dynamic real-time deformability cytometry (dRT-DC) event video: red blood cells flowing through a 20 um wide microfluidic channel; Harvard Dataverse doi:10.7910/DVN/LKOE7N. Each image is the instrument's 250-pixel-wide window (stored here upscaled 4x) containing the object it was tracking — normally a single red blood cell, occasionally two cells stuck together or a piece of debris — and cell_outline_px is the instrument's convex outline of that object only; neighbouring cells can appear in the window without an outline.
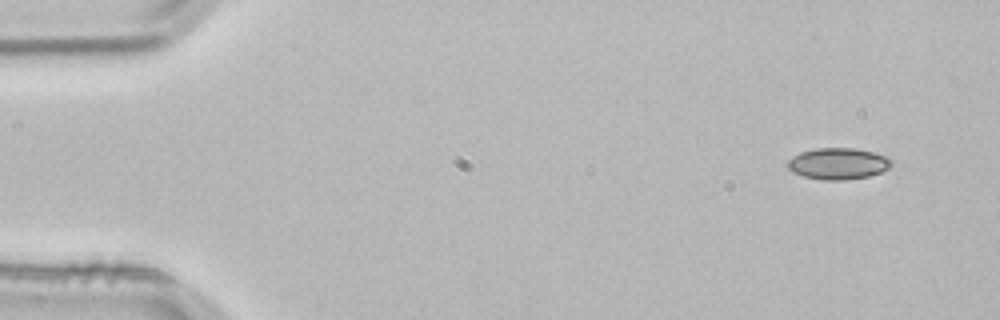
{"species": "common noctule bat (a hibernating species)", "species_latin": "Nyctalus noctula", "temperature_condition": "room temperature", "stored_images_in_passage": 3, "camera_frame_rate_fps": 3000, "um_per_image_px": 0.085, "animal": {"sex": "male", "body_mass_g": 21.5, "forearm_length_mm": 52.0}, "frame": {"image": 1, "passage_image": 1, "time_ms": 0.0, "image_size_px": [1000, 320], "cell_outline_px": [[892, 164], [888, 168], [880, 172], [868, 176], [844, 180], [824, 180], [804, 176], [792, 172], [788, 168], [788, 160], [792, 156], [800, 152], [816, 148], [856, 148], [876, 152], [892, 156]], "centroid_in_image_um": [71.28, 13.89], "position_along_channel_um": 13.7, "area_um2": 19.25}}
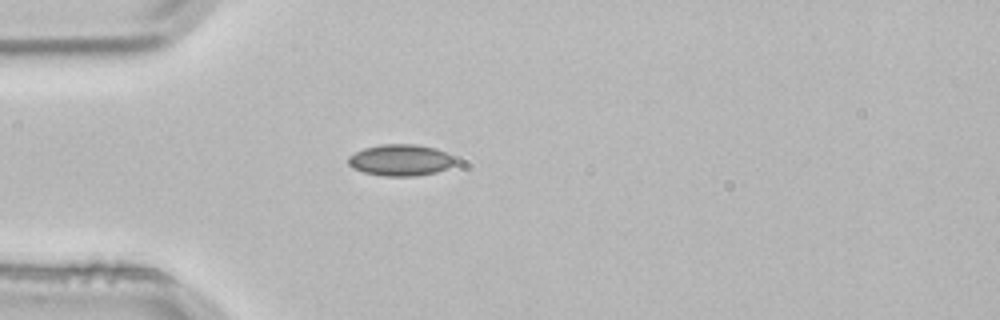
{"frame": {"image": 2, "passage_image": 3, "time_ms": 0.667, "image_size_px": [1000, 320], "cell_outline_px": [[452, 164], [448, 168], [436, 172], [416, 176], [384, 176], [364, 172], [352, 168], [348, 164], [348, 156], [364, 148], [380, 144], [416, 144], [436, 148], [452, 156]], "centroid_in_image_um": [33.99, 13.6], "position_along_channel_um": 51.0, "area_um2": 19.48}}